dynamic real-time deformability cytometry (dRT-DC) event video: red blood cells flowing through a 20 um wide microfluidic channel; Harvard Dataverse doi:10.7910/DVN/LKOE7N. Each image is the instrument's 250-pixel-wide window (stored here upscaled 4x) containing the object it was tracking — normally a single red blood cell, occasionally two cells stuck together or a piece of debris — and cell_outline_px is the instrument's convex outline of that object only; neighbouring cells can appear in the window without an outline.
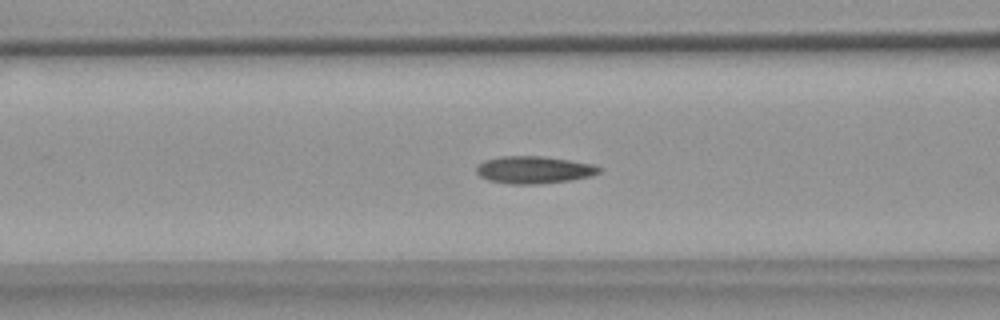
{"species": "common noctule bat (a hibernating species)", "species_latin": "Nyctalus noctula", "temperature_condition": "warm", "stored_images_in_passage": 30, "camera_frame_rate_fps": 3000, "um_per_image_px": 0.085, "animal": {"sex": "female", "body_mass_g": 18.4}, "frame": {"image": 1, "passage_image": 6, "time_ms": 1.667, "image_size_px": [1000, 320], "cell_outline_px": [[600, 172], [592, 176], [572, 180], [544, 184], [508, 184], [488, 180], [480, 176], [476, 172], [476, 168], [484, 160], [504, 156], [540, 156], [568, 160], [592, 164], [600, 168]], "centroid_in_image_um": [45.38, 14.45], "position_along_channel_um": 121.2, "area_um2": 19.54}}
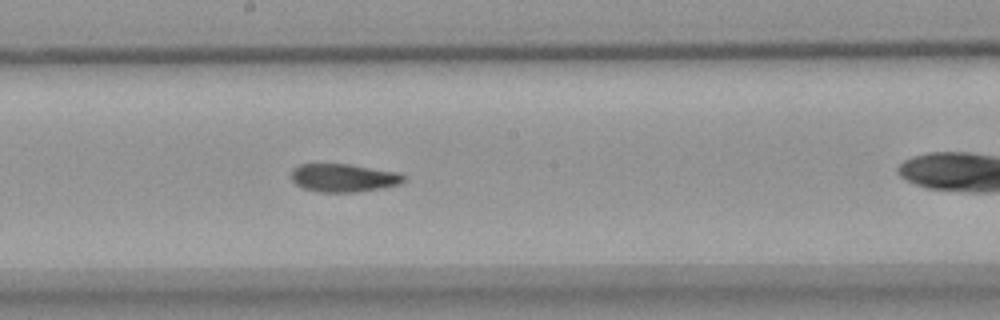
{"frame": {"image": 2, "passage_image": 14, "time_ms": 4.333, "image_size_px": [1000, 320], "cell_outline_px": [[404, 180], [400, 184], [380, 188], [356, 192], [320, 192], [304, 188], [296, 184], [292, 180], [292, 168], [300, 164], [348, 164], [396, 172], [404, 176]], "centroid_in_image_um": [29.17, 15.11], "position_along_channel_um": 219.0, "area_um2": 18.21}}
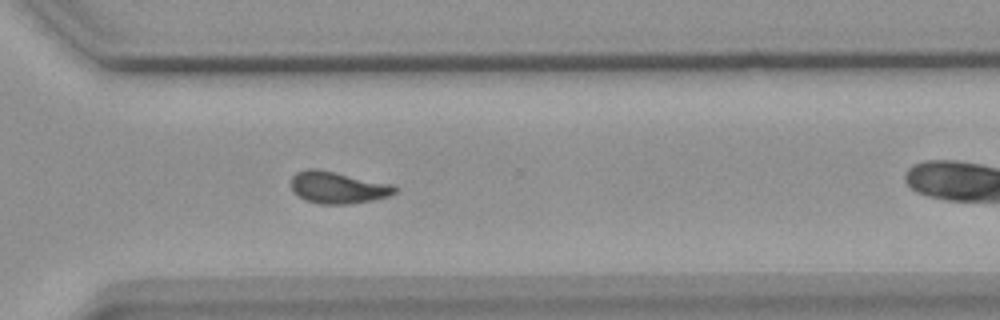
{"frame": {"image": 3, "passage_image": 24, "time_ms": 7.667, "image_size_px": [1000, 320], "cell_outline_px": [[396, 192], [388, 196], [372, 200], [348, 204], [320, 204], [304, 200], [292, 192], [292, 176], [296, 172], [308, 168], [316, 168], [392, 184], [396, 188]], "centroid_in_image_um": [28.67, 15.94], "position_along_channel_um": 341.9, "area_um2": 19.25}}